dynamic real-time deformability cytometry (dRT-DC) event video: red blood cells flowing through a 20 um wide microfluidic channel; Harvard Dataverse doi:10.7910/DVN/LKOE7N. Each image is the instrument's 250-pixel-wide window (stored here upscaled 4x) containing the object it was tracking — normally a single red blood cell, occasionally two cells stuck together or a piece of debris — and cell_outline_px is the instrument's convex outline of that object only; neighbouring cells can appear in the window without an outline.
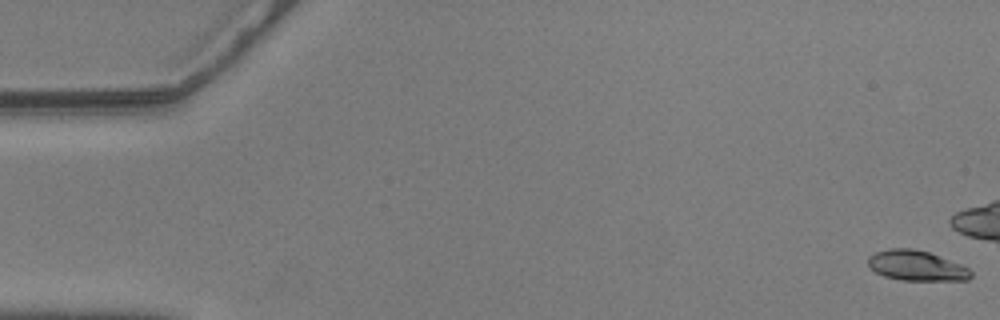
{"species": "common noctule bat (a hibernating species)", "species_latin": "Nyctalus noctula", "temperature_condition": "warm", "stored_images_in_passage": 38, "camera_frame_rate_fps": 3000, "um_per_image_px": 0.085, "animal": {"sex": "male", "body_mass_g": 20.5, "forearm_length_mm": 52.5}, "frame": {"image": 1, "passage_image": 1, "time_ms": 0.0, "image_size_px": [1000, 320], "cell_outline_px": [[972, 276], [968, 280], [900, 280], [884, 276], [876, 272], [868, 264], [868, 256], [876, 252], [888, 248], [912, 248], [928, 252], [960, 264], [968, 268], [972, 272]], "centroid_in_image_um": [77.89, 22.58], "position_along_channel_um": 7.1, "area_um2": 17.98}}
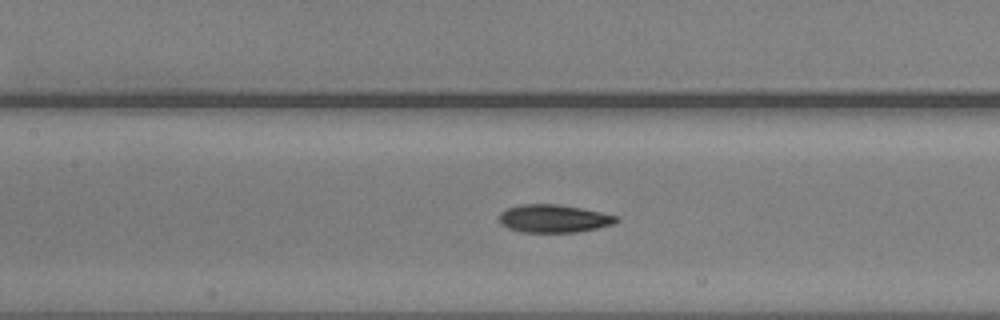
{"frame": {"image": 2, "passage_image": 26, "time_ms": 8.333, "image_size_px": [1000, 320], "cell_outline_px": [[620, 220], [612, 224], [596, 228], [576, 232], [520, 232], [508, 228], [500, 224], [500, 212], [504, 208], [520, 204], [560, 204], [620, 216]], "centroid_in_image_um": [47.04, 18.57], "position_along_channel_um": 160.4, "area_um2": 19.19}}
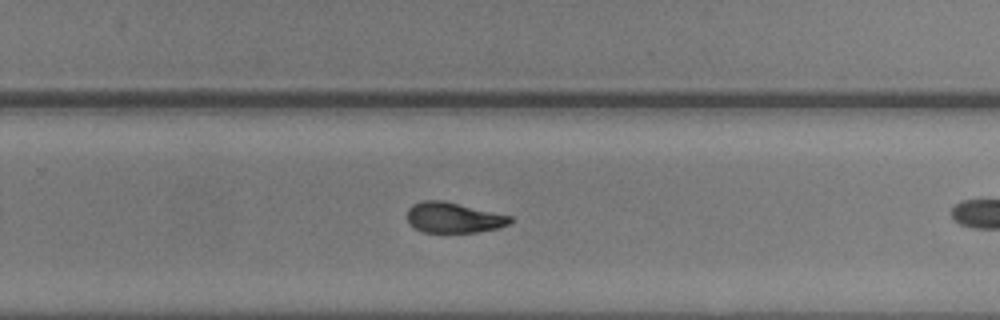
{"frame": {"image": 3, "passage_image": 37, "time_ms": 12.0, "image_size_px": [1000, 320], "cell_outline_px": [[512, 220], [508, 224], [496, 228], [476, 232], [420, 232], [408, 220], [408, 208], [412, 204], [420, 200], [440, 200], [512, 216]], "centroid_in_image_um": [38.52, 18.49], "position_along_channel_um": 291.3, "area_um2": 17.98}}